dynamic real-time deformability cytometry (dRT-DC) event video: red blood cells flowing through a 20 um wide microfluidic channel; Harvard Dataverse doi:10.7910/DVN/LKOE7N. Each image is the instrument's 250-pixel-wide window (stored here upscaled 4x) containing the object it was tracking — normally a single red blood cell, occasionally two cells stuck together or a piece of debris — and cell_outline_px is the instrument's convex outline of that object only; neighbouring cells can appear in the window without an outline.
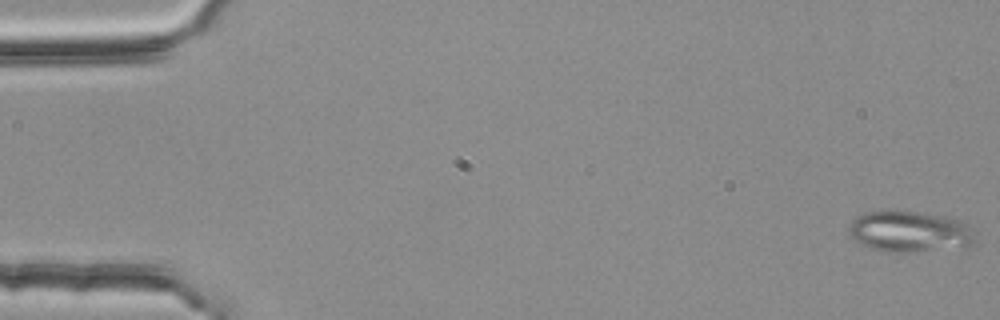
{"species": "common noctule bat (a hibernating species)", "species_latin": "Nyctalus noctula", "temperature_condition": "room temperature", "stored_images_in_passage": 54, "segment_of_instrument_passage": [1, 2], "camera_frame_rate_fps": 3000, "um_per_image_px": 0.085, "animal": {"sex": "female", "body_mass_g": 25.1}, "frame": {"image": 1, "passage_image": 1, "time_ms": 0.0, "image_size_px": [1000, 320], "cell_outline_px": [[972, 244], [916, 252], [892, 252], [872, 248], [860, 244], [852, 240], [848, 232], [848, 224], [852, 220], [864, 212], [920, 212], [944, 216], [960, 220], [968, 224], [972, 240]], "centroid_in_image_um": [77.21, 19.68], "position_along_channel_um": 7.8, "area_um2": 29.54}}